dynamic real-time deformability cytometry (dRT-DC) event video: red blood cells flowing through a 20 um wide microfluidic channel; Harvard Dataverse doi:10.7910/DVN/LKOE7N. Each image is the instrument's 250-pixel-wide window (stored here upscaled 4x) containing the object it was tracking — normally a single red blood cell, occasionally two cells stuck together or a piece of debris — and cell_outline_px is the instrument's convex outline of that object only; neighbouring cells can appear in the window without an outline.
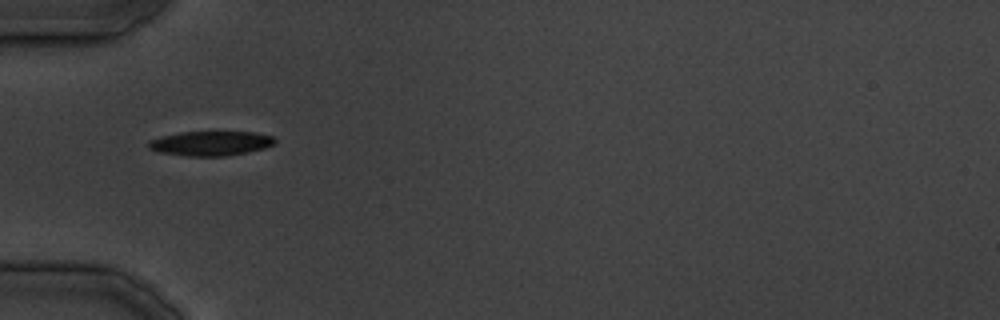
{"species": "common noctule bat (a hibernating species)", "species_latin": "Nyctalus noctula", "temperature_condition": "cold", "stored_images_in_passage": 19, "camera_frame_rate_fps": 3000, "um_per_image_px": 0.085, "animal": {"sex": "male", "body_mass_g": 19.5, "forearm_length_mm": 54.6}, "frame": {"image": 1, "passage_image": 1, "time_ms": 0.0, "image_size_px": [1000, 320], "cell_outline_px": [[276, 144], [264, 148], [248, 152], [224, 156], [188, 156], [160, 152], [148, 148], [148, 140], [180, 132], [256, 132], [272, 136], [276, 140]], "centroid_in_image_um": [17.94, 12.18], "position_along_channel_um": 67.1, "area_um2": 18.03}}
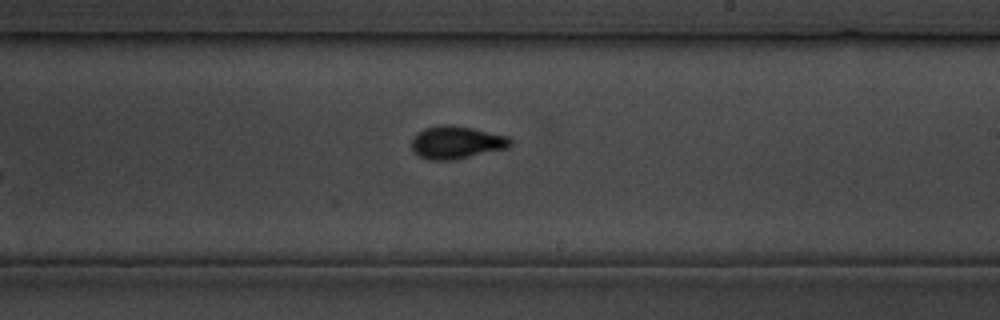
{"frame": {"image": 2, "passage_image": 11, "time_ms": 12.333, "image_size_px": [1000, 320], "cell_outline_px": [[512, 144], [508, 148], [452, 160], [428, 160], [412, 152], [412, 136], [416, 132], [424, 128], [440, 124], [452, 124], [472, 128], [508, 136], [512, 140]], "centroid_in_image_um": [38.76, 12.09], "position_along_channel_um": 250.2, "area_um2": 19.07}}